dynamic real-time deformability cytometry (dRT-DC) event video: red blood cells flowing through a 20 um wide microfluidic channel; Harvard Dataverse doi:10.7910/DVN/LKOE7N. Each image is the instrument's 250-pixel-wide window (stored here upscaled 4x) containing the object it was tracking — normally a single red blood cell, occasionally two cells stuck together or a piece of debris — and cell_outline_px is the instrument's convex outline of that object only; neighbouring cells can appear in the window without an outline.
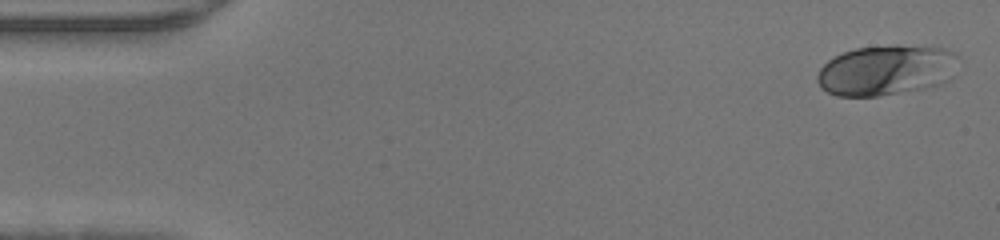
{"species": "human", "species_latin": "Homo sapiens", "temperature_condition": "warm", "stored_images_in_passage": 45, "camera_frame_rate_fps": 3000, "um_per_image_px": 0.085, "donor": {"sex": "male"}, "frame": {"image": 1, "passage_image": 1, "time_ms": 0.0, "image_size_px": [1000, 240], "cell_outline_px": [[956, 56], [936, 84], [920, 88], [876, 96], [836, 96], [820, 88], [816, 80], [816, 76], [820, 68], [828, 60], [844, 52], [856, 48], [896, 44], [948, 48], [956, 52]], "centroid_in_image_um": [75.13, 5.93], "position_along_channel_um": 9.9, "area_um2": 40.06}}
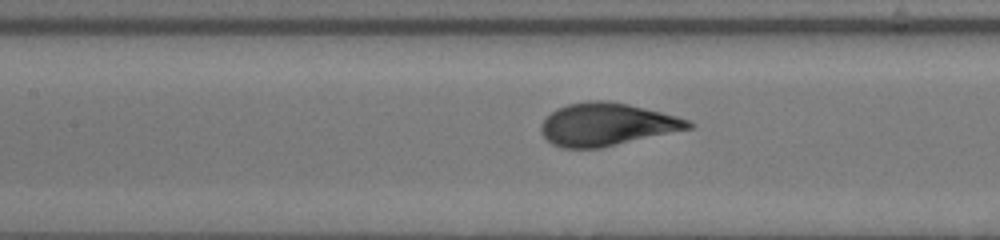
{"frame": {"image": 2, "passage_image": 20, "time_ms": 6.333, "image_size_px": [1000, 240], "cell_outline_px": [[696, 124], [692, 128], [600, 148], [564, 148], [552, 144], [540, 132], [540, 124], [556, 108], [568, 104], [588, 100], [608, 100], [628, 104], [676, 116], [688, 120]], "centroid_in_image_um": [51.56, 10.57], "position_along_channel_um": 155.8, "area_um2": 36.53}}
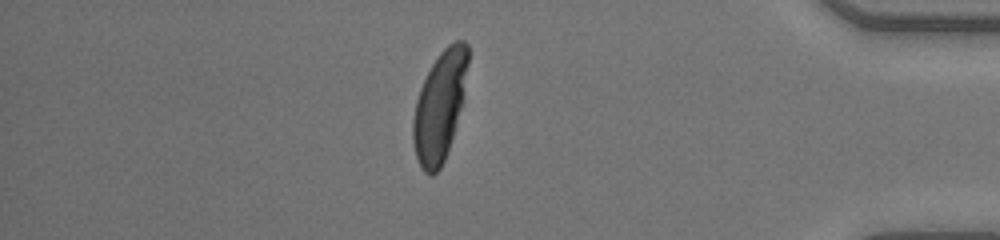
{"frame": {"image": 3, "passage_image": 39, "time_ms": 12.667, "image_size_px": [1000, 240], "cell_outline_px": [[468, 64], [460, 108], [452, 136], [444, 160], [440, 168], [432, 176], [428, 176], [420, 168], [416, 156], [412, 140], [412, 120], [416, 100], [420, 88], [432, 64], [440, 52], [448, 44], [456, 40], [464, 40], [468, 44]], "centroid_in_image_um": [37.34, 9.03], "position_along_channel_um": 397.9, "area_um2": 34.68}}